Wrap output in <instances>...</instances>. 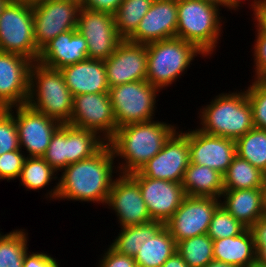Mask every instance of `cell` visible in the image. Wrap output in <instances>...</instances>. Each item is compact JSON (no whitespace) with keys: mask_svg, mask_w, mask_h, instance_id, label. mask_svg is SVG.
<instances>
[{"mask_svg":"<svg viewBox=\"0 0 266 267\" xmlns=\"http://www.w3.org/2000/svg\"><path fill=\"white\" fill-rule=\"evenodd\" d=\"M114 160L111 146L106 143L92 157L64 168L57 185L48 190L45 198L106 205L114 181L113 174L118 172Z\"/></svg>","mask_w":266,"mask_h":267,"instance_id":"obj_1","label":"cell"},{"mask_svg":"<svg viewBox=\"0 0 266 267\" xmlns=\"http://www.w3.org/2000/svg\"><path fill=\"white\" fill-rule=\"evenodd\" d=\"M177 129L179 127L174 124L157 120L131 123L117 128L107 143L111 146L116 160H119L118 173L131 174L139 171L162 150L164 143Z\"/></svg>","mask_w":266,"mask_h":267,"instance_id":"obj_2","label":"cell"},{"mask_svg":"<svg viewBox=\"0 0 266 267\" xmlns=\"http://www.w3.org/2000/svg\"><path fill=\"white\" fill-rule=\"evenodd\" d=\"M243 90L220 93L209 104L202 106L198 111V129L234 141L253 129L252 108L246 90Z\"/></svg>","mask_w":266,"mask_h":267,"instance_id":"obj_3","label":"cell"},{"mask_svg":"<svg viewBox=\"0 0 266 267\" xmlns=\"http://www.w3.org/2000/svg\"><path fill=\"white\" fill-rule=\"evenodd\" d=\"M177 7L176 37L194 44L206 57H211L221 41L225 24L220 16L221 8L204 0H177Z\"/></svg>","mask_w":266,"mask_h":267,"instance_id":"obj_4","label":"cell"},{"mask_svg":"<svg viewBox=\"0 0 266 267\" xmlns=\"http://www.w3.org/2000/svg\"><path fill=\"white\" fill-rule=\"evenodd\" d=\"M26 104L61 124H68L72 115L73 95L65 84L62 72L33 62Z\"/></svg>","mask_w":266,"mask_h":267,"instance_id":"obj_5","label":"cell"},{"mask_svg":"<svg viewBox=\"0 0 266 267\" xmlns=\"http://www.w3.org/2000/svg\"><path fill=\"white\" fill-rule=\"evenodd\" d=\"M146 49V80L159 90L167 89L186 73L195 57H206L194 44L178 37L149 43Z\"/></svg>","mask_w":266,"mask_h":267,"instance_id":"obj_6","label":"cell"},{"mask_svg":"<svg viewBox=\"0 0 266 267\" xmlns=\"http://www.w3.org/2000/svg\"><path fill=\"white\" fill-rule=\"evenodd\" d=\"M0 51L15 53L37 62L32 4L9 1L0 14Z\"/></svg>","mask_w":266,"mask_h":267,"instance_id":"obj_7","label":"cell"},{"mask_svg":"<svg viewBox=\"0 0 266 267\" xmlns=\"http://www.w3.org/2000/svg\"><path fill=\"white\" fill-rule=\"evenodd\" d=\"M159 92L161 91L147 80L110 88L108 93L117 127L154 120Z\"/></svg>","mask_w":266,"mask_h":267,"instance_id":"obj_8","label":"cell"},{"mask_svg":"<svg viewBox=\"0 0 266 267\" xmlns=\"http://www.w3.org/2000/svg\"><path fill=\"white\" fill-rule=\"evenodd\" d=\"M80 0H42L32 4L34 35L41 50L60 33L77 28Z\"/></svg>","mask_w":266,"mask_h":267,"instance_id":"obj_9","label":"cell"},{"mask_svg":"<svg viewBox=\"0 0 266 267\" xmlns=\"http://www.w3.org/2000/svg\"><path fill=\"white\" fill-rule=\"evenodd\" d=\"M68 125L94 131L108 142L118 128L109 93L73 96L72 115Z\"/></svg>","mask_w":266,"mask_h":267,"instance_id":"obj_10","label":"cell"},{"mask_svg":"<svg viewBox=\"0 0 266 267\" xmlns=\"http://www.w3.org/2000/svg\"><path fill=\"white\" fill-rule=\"evenodd\" d=\"M7 110L14 116L20 149L25 148L28 153L26 157H42L52 135L62 124L27 104L10 107Z\"/></svg>","mask_w":266,"mask_h":267,"instance_id":"obj_11","label":"cell"},{"mask_svg":"<svg viewBox=\"0 0 266 267\" xmlns=\"http://www.w3.org/2000/svg\"><path fill=\"white\" fill-rule=\"evenodd\" d=\"M77 31L86 39L88 58L108 59L123 40L117 33L114 15L81 7Z\"/></svg>","mask_w":266,"mask_h":267,"instance_id":"obj_12","label":"cell"},{"mask_svg":"<svg viewBox=\"0 0 266 267\" xmlns=\"http://www.w3.org/2000/svg\"><path fill=\"white\" fill-rule=\"evenodd\" d=\"M189 130L177 129L138 172L144 177L181 183L190 164Z\"/></svg>","mask_w":266,"mask_h":267,"instance_id":"obj_13","label":"cell"},{"mask_svg":"<svg viewBox=\"0 0 266 267\" xmlns=\"http://www.w3.org/2000/svg\"><path fill=\"white\" fill-rule=\"evenodd\" d=\"M219 206L218 198L185 196L165 226L176 243L186 238L207 234L213 213Z\"/></svg>","mask_w":266,"mask_h":267,"instance_id":"obj_14","label":"cell"},{"mask_svg":"<svg viewBox=\"0 0 266 267\" xmlns=\"http://www.w3.org/2000/svg\"><path fill=\"white\" fill-rule=\"evenodd\" d=\"M106 203L118 219L119 228L152 221L138 182L130 174H117ZM108 205V206H107Z\"/></svg>","mask_w":266,"mask_h":267,"instance_id":"obj_15","label":"cell"},{"mask_svg":"<svg viewBox=\"0 0 266 267\" xmlns=\"http://www.w3.org/2000/svg\"><path fill=\"white\" fill-rule=\"evenodd\" d=\"M130 175L139 184L151 219L165 224L174 215L186 196L182 184L144 177L138 171Z\"/></svg>","mask_w":266,"mask_h":267,"instance_id":"obj_16","label":"cell"},{"mask_svg":"<svg viewBox=\"0 0 266 267\" xmlns=\"http://www.w3.org/2000/svg\"><path fill=\"white\" fill-rule=\"evenodd\" d=\"M104 65L110 88L133 81H145L147 76L146 45L123 39L113 54L104 60Z\"/></svg>","mask_w":266,"mask_h":267,"instance_id":"obj_17","label":"cell"},{"mask_svg":"<svg viewBox=\"0 0 266 267\" xmlns=\"http://www.w3.org/2000/svg\"><path fill=\"white\" fill-rule=\"evenodd\" d=\"M32 63L24 56L0 51V105L5 109L27 103Z\"/></svg>","mask_w":266,"mask_h":267,"instance_id":"obj_18","label":"cell"},{"mask_svg":"<svg viewBox=\"0 0 266 267\" xmlns=\"http://www.w3.org/2000/svg\"><path fill=\"white\" fill-rule=\"evenodd\" d=\"M190 163L205 165L224 175L236 155L232 139L210 135L198 128L189 131Z\"/></svg>","mask_w":266,"mask_h":267,"instance_id":"obj_19","label":"cell"},{"mask_svg":"<svg viewBox=\"0 0 266 267\" xmlns=\"http://www.w3.org/2000/svg\"><path fill=\"white\" fill-rule=\"evenodd\" d=\"M177 13V0H154L136 31L127 40L147 45L176 37Z\"/></svg>","mask_w":266,"mask_h":267,"instance_id":"obj_20","label":"cell"},{"mask_svg":"<svg viewBox=\"0 0 266 267\" xmlns=\"http://www.w3.org/2000/svg\"><path fill=\"white\" fill-rule=\"evenodd\" d=\"M88 58L86 39L77 29L60 33L41 50L37 62L52 68L61 69Z\"/></svg>","mask_w":266,"mask_h":267,"instance_id":"obj_21","label":"cell"},{"mask_svg":"<svg viewBox=\"0 0 266 267\" xmlns=\"http://www.w3.org/2000/svg\"><path fill=\"white\" fill-rule=\"evenodd\" d=\"M59 70L73 96L109 92L104 60L87 58Z\"/></svg>","mask_w":266,"mask_h":267,"instance_id":"obj_22","label":"cell"},{"mask_svg":"<svg viewBox=\"0 0 266 267\" xmlns=\"http://www.w3.org/2000/svg\"><path fill=\"white\" fill-rule=\"evenodd\" d=\"M220 205L247 228L266 215L261 188L224 190Z\"/></svg>","mask_w":266,"mask_h":267,"instance_id":"obj_23","label":"cell"},{"mask_svg":"<svg viewBox=\"0 0 266 267\" xmlns=\"http://www.w3.org/2000/svg\"><path fill=\"white\" fill-rule=\"evenodd\" d=\"M214 260L236 267H249L256 262L254 238L249 228L235 237L213 240Z\"/></svg>","mask_w":266,"mask_h":267,"instance_id":"obj_24","label":"cell"},{"mask_svg":"<svg viewBox=\"0 0 266 267\" xmlns=\"http://www.w3.org/2000/svg\"><path fill=\"white\" fill-rule=\"evenodd\" d=\"M181 184L186 196L220 199L224 191L223 175L205 165L190 163Z\"/></svg>","mask_w":266,"mask_h":267,"instance_id":"obj_25","label":"cell"},{"mask_svg":"<svg viewBox=\"0 0 266 267\" xmlns=\"http://www.w3.org/2000/svg\"><path fill=\"white\" fill-rule=\"evenodd\" d=\"M177 243L164 225L134 256L137 267H161L176 252Z\"/></svg>","mask_w":266,"mask_h":267,"instance_id":"obj_26","label":"cell"},{"mask_svg":"<svg viewBox=\"0 0 266 267\" xmlns=\"http://www.w3.org/2000/svg\"><path fill=\"white\" fill-rule=\"evenodd\" d=\"M165 224L160 221H149L144 224L121 228L110 246L117 252L134 257L144 242L153 237Z\"/></svg>","mask_w":266,"mask_h":267,"instance_id":"obj_27","label":"cell"},{"mask_svg":"<svg viewBox=\"0 0 266 267\" xmlns=\"http://www.w3.org/2000/svg\"><path fill=\"white\" fill-rule=\"evenodd\" d=\"M264 172L235 155L223 175L224 190L261 188Z\"/></svg>","mask_w":266,"mask_h":267,"instance_id":"obj_28","label":"cell"},{"mask_svg":"<svg viewBox=\"0 0 266 267\" xmlns=\"http://www.w3.org/2000/svg\"><path fill=\"white\" fill-rule=\"evenodd\" d=\"M154 0H123L114 14L115 27L122 39H128L138 28Z\"/></svg>","mask_w":266,"mask_h":267,"instance_id":"obj_29","label":"cell"},{"mask_svg":"<svg viewBox=\"0 0 266 267\" xmlns=\"http://www.w3.org/2000/svg\"><path fill=\"white\" fill-rule=\"evenodd\" d=\"M235 143L236 155L266 173V130L253 128Z\"/></svg>","mask_w":266,"mask_h":267,"instance_id":"obj_30","label":"cell"},{"mask_svg":"<svg viewBox=\"0 0 266 267\" xmlns=\"http://www.w3.org/2000/svg\"><path fill=\"white\" fill-rule=\"evenodd\" d=\"M176 251L189 267H205L214 260L213 240L207 234L177 242Z\"/></svg>","mask_w":266,"mask_h":267,"instance_id":"obj_31","label":"cell"},{"mask_svg":"<svg viewBox=\"0 0 266 267\" xmlns=\"http://www.w3.org/2000/svg\"><path fill=\"white\" fill-rule=\"evenodd\" d=\"M106 143L94 131L69 125V164L92 157Z\"/></svg>","mask_w":266,"mask_h":267,"instance_id":"obj_32","label":"cell"},{"mask_svg":"<svg viewBox=\"0 0 266 267\" xmlns=\"http://www.w3.org/2000/svg\"><path fill=\"white\" fill-rule=\"evenodd\" d=\"M28 239L25 229H14L7 234L0 232V267H23Z\"/></svg>","mask_w":266,"mask_h":267,"instance_id":"obj_33","label":"cell"},{"mask_svg":"<svg viewBox=\"0 0 266 267\" xmlns=\"http://www.w3.org/2000/svg\"><path fill=\"white\" fill-rule=\"evenodd\" d=\"M18 179L27 191H36L50 185L53 179L57 181L58 176L42 157H26Z\"/></svg>","mask_w":266,"mask_h":267,"instance_id":"obj_34","label":"cell"},{"mask_svg":"<svg viewBox=\"0 0 266 267\" xmlns=\"http://www.w3.org/2000/svg\"><path fill=\"white\" fill-rule=\"evenodd\" d=\"M42 158L55 170L61 172L69 165V125L62 124L52 135Z\"/></svg>","mask_w":266,"mask_h":267,"instance_id":"obj_35","label":"cell"},{"mask_svg":"<svg viewBox=\"0 0 266 267\" xmlns=\"http://www.w3.org/2000/svg\"><path fill=\"white\" fill-rule=\"evenodd\" d=\"M246 228L220 205L213 213L207 235L212 240L235 237Z\"/></svg>","mask_w":266,"mask_h":267,"instance_id":"obj_36","label":"cell"},{"mask_svg":"<svg viewBox=\"0 0 266 267\" xmlns=\"http://www.w3.org/2000/svg\"><path fill=\"white\" fill-rule=\"evenodd\" d=\"M246 94L252 108L254 128L266 130V81L252 80Z\"/></svg>","mask_w":266,"mask_h":267,"instance_id":"obj_37","label":"cell"},{"mask_svg":"<svg viewBox=\"0 0 266 267\" xmlns=\"http://www.w3.org/2000/svg\"><path fill=\"white\" fill-rule=\"evenodd\" d=\"M19 149L18 130L14 116L5 109L0 114V155Z\"/></svg>","mask_w":266,"mask_h":267,"instance_id":"obj_38","label":"cell"},{"mask_svg":"<svg viewBox=\"0 0 266 267\" xmlns=\"http://www.w3.org/2000/svg\"><path fill=\"white\" fill-rule=\"evenodd\" d=\"M21 149L0 155V180H15L19 178L26 159Z\"/></svg>","mask_w":266,"mask_h":267,"instance_id":"obj_39","label":"cell"},{"mask_svg":"<svg viewBox=\"0 0 266 267\" xmlns=\"http://www.w3.org/2000/svg\"><path fill=\"white\" fill-rule=\"evenodd\" d=\"M256 39L255 45L253 44V56H254V80L266 81V32H264L256 23Z\"/></svg>","mask_w":266,"mask_h":267,"instance_id":"obj_40","label":"cell"},{"mask_svg":"<svg viewBox=\"0 0 266 267\" xmlns=\"http://www.w3.org/2000/svg\"><path fill=\"white\" fill-rule=\"evenodd\" d=\"M249 229L254 238L256 262L266 266V215L259 218Z\"/></svg>","mask_w":266,"mask_h":267,"instance_id":"obj_41","label":"cell"},{"mask_svg":"<svg viewBox=\"0 0 266 267\" xmlns=\"http://www.w3.org/2000/svg\"><path fill=\"white\" fill-rule=\"evenodd\" d=\"M107 251L101 254L98 267H137V263L132 256L121 254L108 245Z\"/></svg>","mask_w":266,"mask_h":267,"instance_id":"obj_42","label":"cell"},{"mask_svg":"<svg viewBox=\"0 0 266 267\" xmlns=\"http://www.w3.org/2000/svg\"><path fill=\"white\" fill-rule=\"evenodd\" d=\"M23 267H60L56 258L43 252L25 253Z\"/></svg>","mask_w":266,"mask_h":267,"instance_id":"obj_43","label":"cell"},{"mask_svg":"<svg viewBox=\"0 0 266 267\" xmlns=\"http://www.w3.org/2000/svg\"><path fill=\"white\" fill-rule=\"evenodd\" d=\"M123 0H80L81 7L114 15Z\"/></svg>","mask_w":266,"mask_h":267,"instance_id":"obj_44","label":"cell"},{"mask_svg":"<svg viewBox=\"0 0 266 267\" xmlns=\"http://www.w3.org/2000/svg\"><path fill=\"white\" fill-rule=\"evenodd\" d=\"M254 18L256 24L266 32V0L261 3L254 11H253Z\"/></svg>","mask_w":266,"mask_h":267,"instance_id":"obj_45","label":"cell"},{"mask_svg":"<svg viewBox=\"0 0 266 267\" xmlns=\"http://www.w3.org/2000/svg\"><path fill=\"white\" fill-rule=\"evenodd\" d=\"M161 267H189V266L176 251L172 256H170L164 262V264Z\"/></svg>","mask_w":266,"mask_h":267,"instance_id":"obj_46","label":"cell"},{"mask_svg":"<svg viewBox=\"0 0 266 267\" xmlns=\"http://www.w3.org/2000/svg\"><path fill=\"white\" fill-rule=\"evenodd\" d=\"M243 1L245 2V0H228V9L229 10H235L238 11L237 9H240L238 7H242L241 3L243 4ZM248 1V0H246ZM265 1V0H253L250 4V7L252 8V10L254 11L259 5H261V3Z\"/></svg>","mask_w":266,"mask_h":267,"instance_id":"obj_47","label":"cell"},{"mask_svg":"<svg viewBox=\"0 0 266 267\" xmlns=\"http://www.w3.org/2000/svg\"><path fill=\"white\" fill-rule=\"evenodd\" d=\"M205 267H236V266L224 263L222 261L213 260L209 264H207Z\"/></svg>","mask_w":266,"mask_h":267,"instance_id":"obj_48","label":"cell"},{"mask_svg":"<svg viewBox=\"0 0 266 267\" xmlns=\"http://www.w3.org/2000/svg\"><path fill=\"white\" fill-rule=\"evenodd\" d=\"M261 190H262L263 208H264L265 213H266V173H264Z\"/></svg>","mask_w":266,"mask_h":267,"instance_id":"obj_49","label":"cell"},{"mask_svg":"<svg viewBox=\"0 0 266 267\" xmlns=\"http://www.w3.org/2000/svg\"><path fill=\"white\" fill-rule=\"evenodd\" d=\"M204 1L213 3L219 7L221 6L222 8L223 7L228 8V0H204Z\"/></svg>","mask_w":266,"mask_h":267,"instance_id":"obj_50","label":"cell"},{"mask_svg":"<svg viewBox=\"0 0 266 267\" xmlns=\"http://www.w3.org/2000/svg\"><path fill=\"white\" fill-rule=\"evenodd\" d=\"M11 1H15V2H25V3L34 4V3L39 2V1H42V0H11Z\"/></svg>","mask_w":266,"mask_h":267,"instance_id":"obj_51","label":"cell"},{"mask_svg":"<svg viewBox=\"0 0 266 267\" xmlns=\"http://www.w3.org/2000/svg\"><path fill=\"white\" fill-rule=\"evenodd\" d=\"M10 0H0V14L2 13L3 8L7 5Z\"/></svg>","mask_w":266,"mask_h":267,"instance_id":"obj_52","label":"cell"},{"mask_svg":"<svg viewBox=\"0 0 266 267\" xmlns=\"http://www.w3.org/2000/svg\"><path fill=\"white\" fill-rule=\"evenodd\" d=\"M249 267H266L265 265H260L257 262H254L253 264H251Z\"/></svg>","mask_w":266,"mask_h":267,"instance_id":"obj_53","label":"cell"},{"mask_svg":"<svg viewBox=\"0 0 266 267\" xmlns=\"http://www.w3.org/2000/svg\"><path fill=\"white\" fill-rule=\"evenodd\" d=\"M4 110H5V108H4L2 105H0V114H1Z\"/></svg>","mask_w":266,"mask_h":267,"instance_id":"obj_54","label":"cell"}]
</instances>
